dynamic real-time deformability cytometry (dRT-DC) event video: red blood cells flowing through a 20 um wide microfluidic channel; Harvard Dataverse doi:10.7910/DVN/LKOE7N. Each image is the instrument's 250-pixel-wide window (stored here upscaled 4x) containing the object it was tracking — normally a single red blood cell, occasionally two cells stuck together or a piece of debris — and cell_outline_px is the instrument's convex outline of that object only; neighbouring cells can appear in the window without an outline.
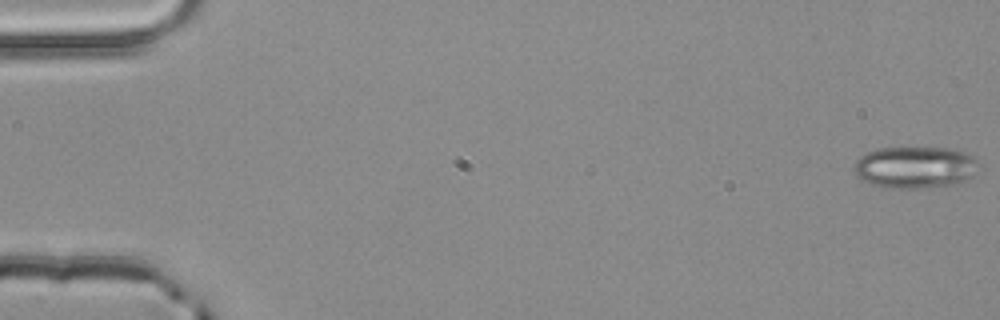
{"species": "common noctule bat (a hibernating species)", "species_latin": "Nyctalus noctula", "temperature_condition": "room temperature", "stored_images_in_passage": 3, "camera_frame_rate_fps": 3000, "um_per_image_px": 0.085, "animal": {"sex": "male", "body_mass_g": 20.4}, "frame": {"image": 1, "passage_image": 1, "time_ms": 0.0, "image_size_px": [1000, 320], "cell_outline_px": [[980, 164], [972, 176], [956, 184], [920, 188], [884, 188], [872, 184], [856, 176], [856, 160], [864, 152], [880, 148], [952, 148], [972, 156]], "centroid_in_image_um": [77.78, 14.22], "position_along_channel_um": 7.2, "area_um2": 30.29}}